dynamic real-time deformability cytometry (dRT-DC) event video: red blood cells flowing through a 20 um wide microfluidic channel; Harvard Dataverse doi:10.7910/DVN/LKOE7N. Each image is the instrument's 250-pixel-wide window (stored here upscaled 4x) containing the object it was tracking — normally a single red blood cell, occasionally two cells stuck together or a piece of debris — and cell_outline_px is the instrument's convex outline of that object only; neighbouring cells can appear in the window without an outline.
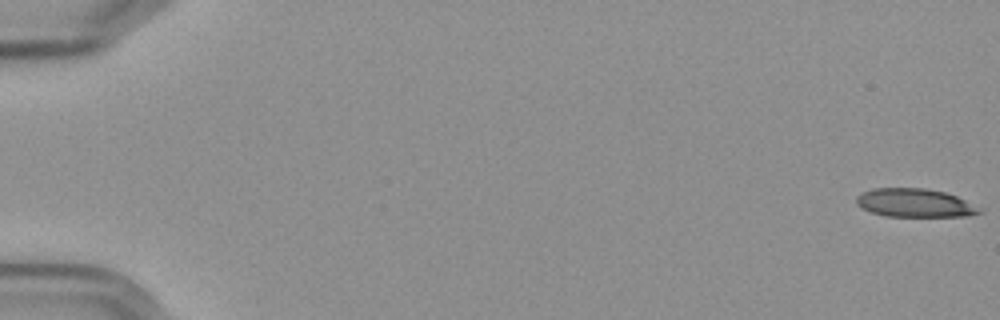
{"species": "Egyptian fruit bat (a non-hibernating species)", "species_latin": "Rousettus aegyptiacus", "temperature_condition": "cold", "stored_images_in_passage": 5, "camera_frame_rate_fps": 3000, "um_per_image_px": 0.085, "frame": {"image": 1, "passage_image": 1, "time_ms": 0.0, "image_size_px": [1000, 320], "cell_outline_px": [[984, 212], [968, 216], [888, 216], [872, 212], [856, 204], [856, 196], [860, 192], [872, 188], [924, 188], [944, 192], [956, 196], [984, 208]], "centroid_in_image_um": [77.79, 17.24], "position_along_channel_um": 7.2, "area_um2": 20.52}}
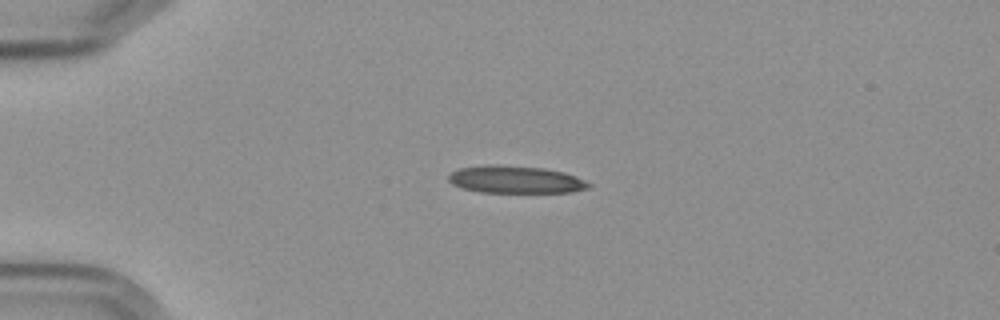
{"frame": {"image": 2, "passage_image": 4, "time_ms": 4.667, "image_size_px": [1000, 320], "cell_outline_px": [[592, 184], [588, 188], [572, 192], [480, 192], [464, 188], [452, 184], [448, 180], [448, 176], [452, 172], [460, 168], [488, 164], [496, 164], [544, 168], [564, 172], [576, 176]], "centroid_in_image_um": [43.83, 15.25], "position_along_channel_um": 41.2, "area_um2": 22.37}}